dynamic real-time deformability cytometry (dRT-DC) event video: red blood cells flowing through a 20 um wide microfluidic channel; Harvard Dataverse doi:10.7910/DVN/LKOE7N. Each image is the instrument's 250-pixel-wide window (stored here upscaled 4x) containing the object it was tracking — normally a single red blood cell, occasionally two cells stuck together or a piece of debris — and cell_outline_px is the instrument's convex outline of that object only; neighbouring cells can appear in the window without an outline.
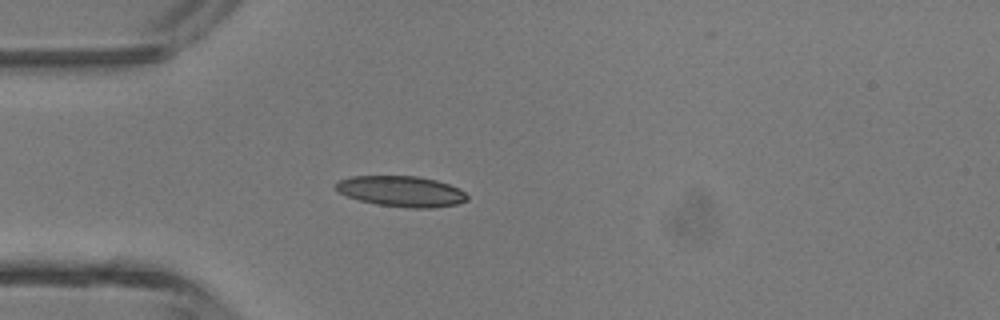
{"species": "common noctule bat (a hibernating species)", "species_latin": "Nyctalus noctula", "temperature_condition": "room temperature", "stored_images_in_passage": 2, "camera_frame_rate_fps": 3000, "um_per_image_px": 0.085, "animal": {"sex": "male", "body_mass_g": 13.3}, "frame": {"image": 1, "passage_image": 2, "time_ms": 1.0, "image_size_px": [1000, 320], "cell_outline_px": [[468, 200], [456, 204], [432, 208], [408, 208], [376, 204], [360, 200], [348, 196], [340, 192], [336, 188], [336, 184], [340, 180], [352, 176], [416, 176], [436, 180], [460, 188], [468, 196]], "centroid_in_image_um": [34.15, 16.26], "position_along_channel_um": 50.8, "area_um2": 23.35}}